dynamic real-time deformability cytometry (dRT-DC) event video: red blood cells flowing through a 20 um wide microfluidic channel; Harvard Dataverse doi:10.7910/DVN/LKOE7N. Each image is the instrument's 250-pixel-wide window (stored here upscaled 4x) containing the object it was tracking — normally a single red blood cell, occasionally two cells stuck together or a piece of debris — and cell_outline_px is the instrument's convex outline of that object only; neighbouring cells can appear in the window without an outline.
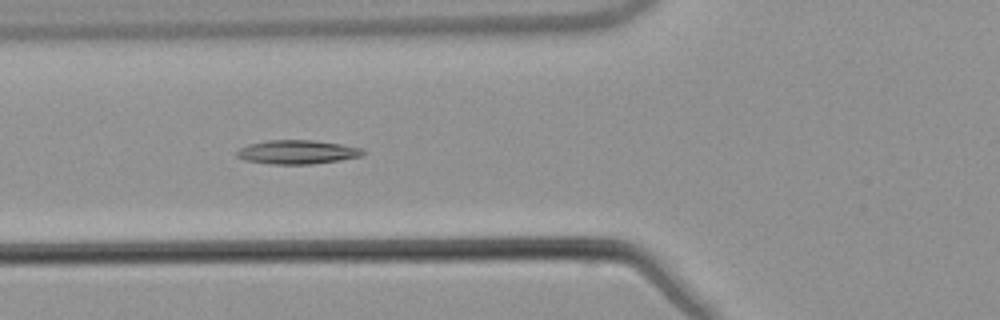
{"species": "common noctule bat (a hibernating species)", "species_latin": "Nyctalus noctula", "temperature_condition": "warm", "stored_images_in_passage": 40, "camera_frame_rate_fps": 3000, "um_per_image_px": 0.085, "animal": {"sex": "male", "body_mass_g": 21.5, "forearm_length_mm": 52.0}, "frame": {"image": 1, "passage_image": 7, "time_ms": 2.0, "image_size_px": [1000, 320], "cell_outline_px": [[364, 156], [340, 160], [312, 164], [272, 164], [244, 160], [236, 156], [236, 152], [240, 148], [248, 144], [268, 140], [312, 140], [340, 144], [364, 148]], "centroid_in_image_um": [25.28, 12.92], "position_along_channel_um": 100.5, "area_um2": 17.63}, "authors_computed_cell_mechanics": {"area_um2": 16.9065, "velocity_mm_per_s": 3.8256, "shape_relaxation_time_tau1_ms": null, "shape_relaxation_time_tau2_ms": 10.725, "deformation_change_tau1": null, "deformation_change_tau2": 0.2155}}